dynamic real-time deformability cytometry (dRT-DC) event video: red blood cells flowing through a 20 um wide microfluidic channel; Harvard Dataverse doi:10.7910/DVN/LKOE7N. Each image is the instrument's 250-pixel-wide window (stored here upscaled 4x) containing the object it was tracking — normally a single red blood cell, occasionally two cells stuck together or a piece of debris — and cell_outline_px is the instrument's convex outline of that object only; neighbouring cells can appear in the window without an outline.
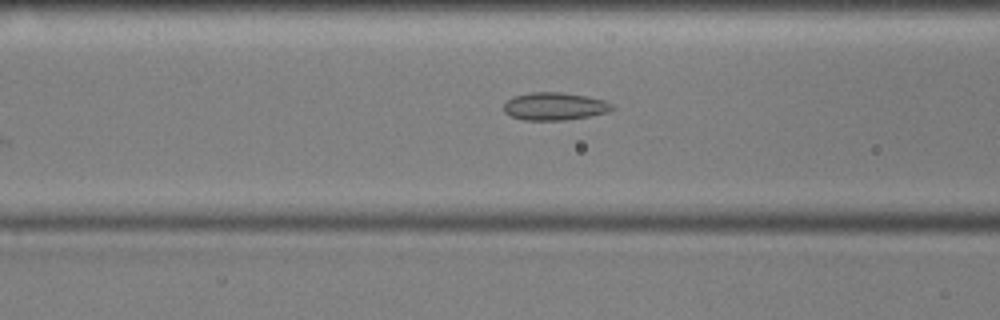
{"species": "common noctule bat (a hibernating species)", "species_latin": "Nyctalus noctula", "temperature_condition": "cold", "stored_images_in_passage": 31, "camera_frame_rate_fps": 3000, "um_per_image_px": 0.085, "animal": {"sex": "male", "body_mass_g": 17.9, "forearm_length_mm": 54.2}, "frame": {"image": 1, "passage_image": 7, "time_ms": 2.0, "image_size_px": [1000, 320], "cell_outline_px": [[616, 108], [608, 112], [588, 116], [564, 120], [524, 120], [512, 116], [504, 112], [504, 104], [512, 96], [532, 92], [560, 92], [588, 96], [604, 100], [612, 104]], "centroid_in_image_um": [47.15, 9.03], "position_along_channel_um": 119.4, "area_um2": 17.51}}
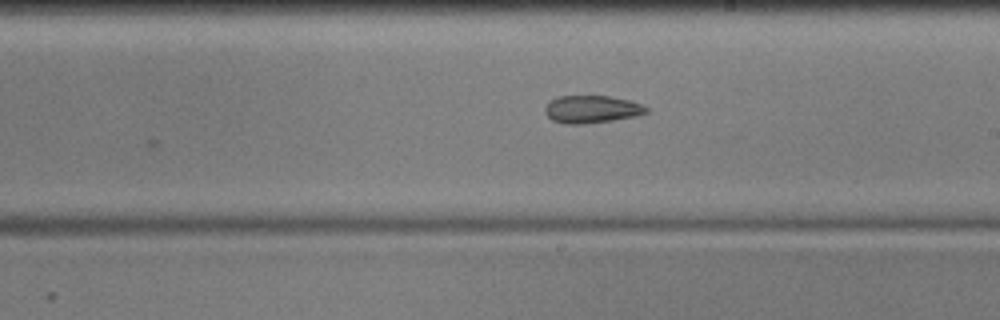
{"frame": {"image": 2, "passage_image": 17, "time_ms": 5.333, "image_size_px": [1000, 320], "cell_outline_px": [[648, 112], [636, 116], [612, 120], [584, 124], [564, 124], [552, 120], [544, 112], [544, 108], [556, 96], [612, 96], [628, 100], [640, 104], [648, 108]], "centroid_in_image_um": [50.28, 9.29], "position_along_channel_um": 238.7, "area_um2": 16.24}}
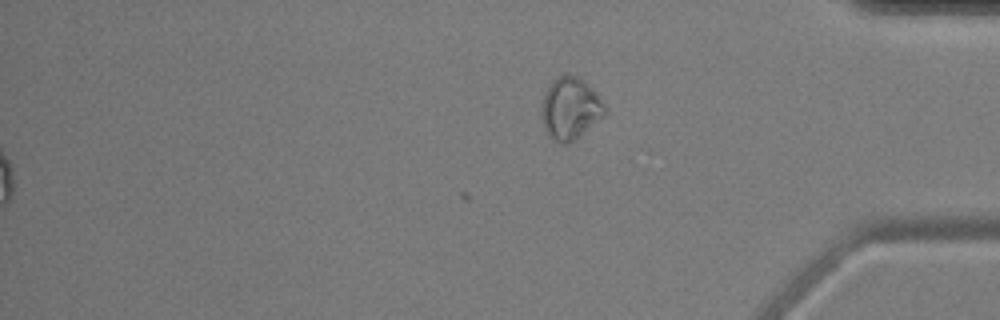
{"frame": {"image": 3, "passage_image": 31, "time_ms": 10.0, "image_size_px": [1000, 320], "cell_outline_px": [[608, 108], [604, 116], [580, 136], [568, 144], [560, 144], [544, 128], [540, 112], [544, 96], [548, 84], [556, 76], [568, 72], [584, 80], [600, 96]], "centroid_in_image_um": [48.49, 9.18], "position_along_channel_um": 386.7, "area_um2": 23.24}, "authors_computed_cell_mechanics": {"area_um2": 16.9354, "velocity_mm_per_s": 3.5748, "shape_relaxation_time_tau1_ms": null, "shape_relaxation_time_tau2_ms": 6.0097, "deformation_change_tau1": null, "deformation_change_tau2": 0.105}}